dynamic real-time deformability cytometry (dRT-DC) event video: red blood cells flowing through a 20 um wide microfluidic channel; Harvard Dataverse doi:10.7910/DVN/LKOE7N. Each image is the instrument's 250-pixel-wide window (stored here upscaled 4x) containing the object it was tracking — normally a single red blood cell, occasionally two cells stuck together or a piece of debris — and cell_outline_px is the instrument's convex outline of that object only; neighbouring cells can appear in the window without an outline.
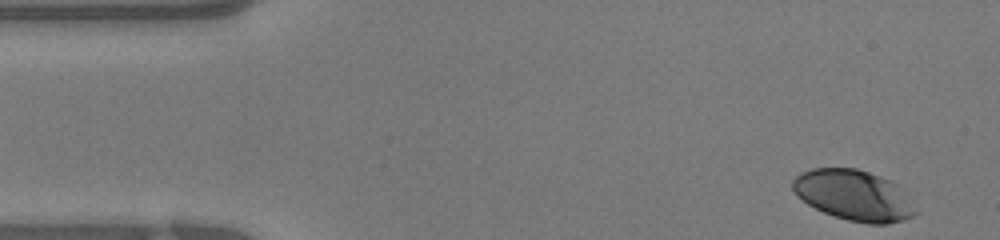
{"species": "human", "species_latin": "Homo sapiens", "temperature_condition": "warm", "stored_images_in_passage": 38, "camera_frame_rate_fps": 3000, "um_per_image_px": 0.085, "donor": {"sex": "female"}, "frame": {"image": 1, "passage_image": 1, "time_ms": 0.0, "image_size_px": [1000, 240], "cell_outline_px": [[920, 212], [904, 220], [888, 224], [868, 224], [848, 220], [824, 212], [808, 204], [796, 196], [792, 188], [792, 180], [800, 172], [812, 168], [856, 168], [892, 180], [900, 184]], "centroid_in_image_um": [72.62, 16.6], "position_along_channel_um": 12.4, "area_um2": 36.76}}
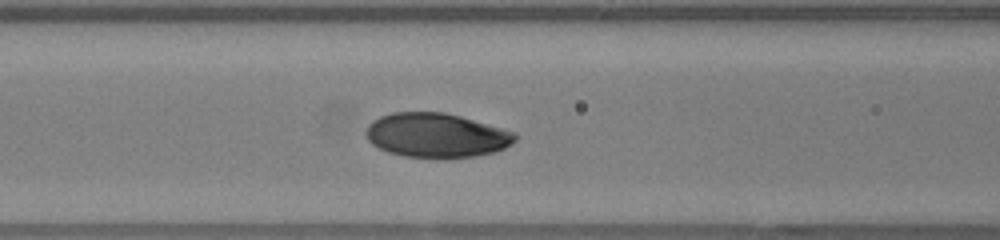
{"frame": {"image": 2, "passage_image": 14, "time_ms": 4.333, "image_size_px": [1000, 240], "cell_outline_px": [[516, 140], [512, 144], [496, 152], [476, 156], [444, 160], [404, 156], [388, 152], [372, 144], [368, 140], [364, 132], [368, 124], [372, 120], [380, 116], [392, 112], [444, 112], [460, 116], [516, 132]], "centroid_in_image_um": [37.09, 11.52], "position_along_channel_um": 129.5, "area_um2": 39.25}}
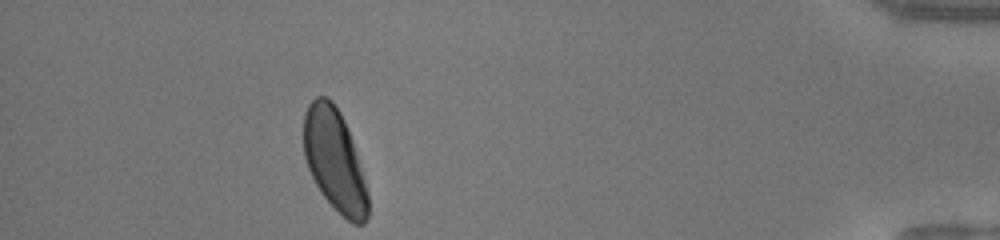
{"frame": {"image": 3, "passage_image": 34, "time_ms": 11.0, "image_size_px": [1000, 240], "cell_outline_px": [[368, 216], [364, 224], [352, 224], [320, 192], [308, 168], [304, 156], [304, 112], [308, 104], [316, 96], [328, 96], [332, 100], [340, 112], [344, 120], [352, 140], [368, 192]], "centroid_in_image_um": [28.43, 13.59], "position_along_channel_um": 406.8, "area_um2": 37.92}}